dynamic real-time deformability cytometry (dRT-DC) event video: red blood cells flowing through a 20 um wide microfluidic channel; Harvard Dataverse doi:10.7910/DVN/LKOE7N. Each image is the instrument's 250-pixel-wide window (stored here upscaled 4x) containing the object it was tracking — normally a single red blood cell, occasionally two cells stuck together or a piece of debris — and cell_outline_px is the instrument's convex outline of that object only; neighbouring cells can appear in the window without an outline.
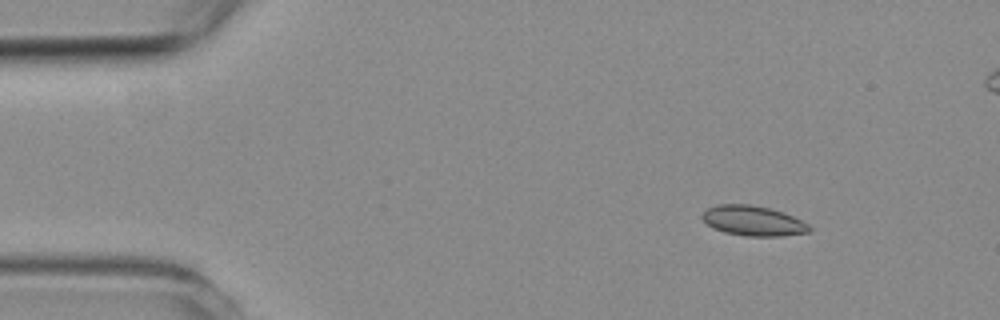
{"species": "common noctule bat (a hibernating species)", "species_latin": "Nyctalus noctula", "temperature_condition": "room temperature", "stored_images_in_passage": 4, "segment_of_instrument_passage": [1, 2], "camera_frame_rate_fps": 3000, "um_per_image_px": 0.085, "animal": {"sex": "female", "body_mass_g": 19.3, "forearm_length_mm": 54.1}, "frame": {"image": 1, "passage_image": 1, "time_ms": 0.0, "image_size_px": [1000, 320], "cell_outline_px": [[812, 228], [808, 232], [780, 236], [744, 236], [724, 232], [712, 228], [700, 216], [708, 208], [720, 204], [748, 204], [768, 208], [784, 212], [808, 224]], "centroid_in_image_um": [64.0, 18.77], "position_along_channel_um": 21.0, "area_um2": 18.61}}